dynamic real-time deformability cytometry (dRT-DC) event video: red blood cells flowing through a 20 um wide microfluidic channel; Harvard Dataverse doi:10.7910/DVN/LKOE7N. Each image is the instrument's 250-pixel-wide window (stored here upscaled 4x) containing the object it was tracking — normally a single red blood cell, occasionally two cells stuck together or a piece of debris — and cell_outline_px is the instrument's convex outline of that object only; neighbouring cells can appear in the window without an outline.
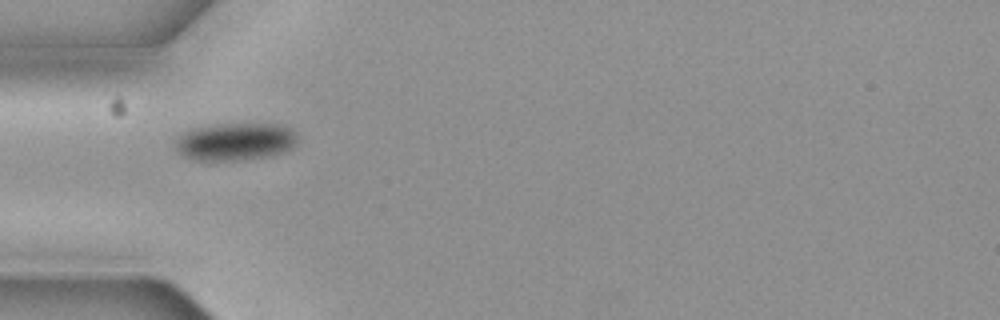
{"species": "common noctule bat (a hibernating species)", "species_latin": "Nyctalus noctula", "temperature_condition": "cold", "stored_images_in_passage": 7, "camera_frame_rate_fps": 3000, "um_per_image_px": 0.085, "animal": {"sex": "female", "body_mass_g": 19.3, "forearm_length_mm": 54.1}, "frame": {"image": 1, "passage_image": 1, "time_ms": 0.0, "image_size_px": [1000, 320], "cell_outline_px": [[296, 144], [280, 152], [264, 156], [232, 160], [196, 160], [184, 156], [176, 152], [172, 140], [180, 132], [192, 128], [212, 124], [280, 124], [292, 128], [296, 132]], "centroid_in_image_um": [19.88, 12.01], "position_along_channel_um": 65.1, "area_um2": 26.93}}
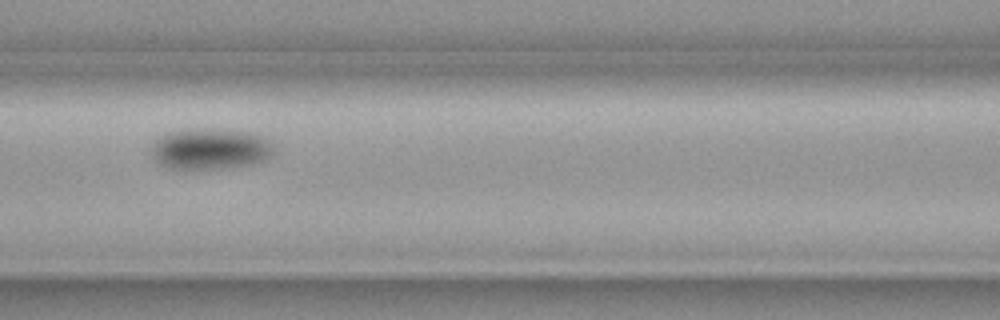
{"frame": {"image": 2, "passage_image": 3, "time_ms": 0.667, "image_size_px": [1000, 320], "cell_outline_px": [[272, 152], [264, 160], [252, 164], [216, 168], [168, 168], [160, 164], [152, 156], [152, 148], [156, 140], [160, 136], [168, 132], [196, 128], [212, 128], [252, 132], [264, 136], [272, 144]], "centroid_in_image_um": [17.87, 12.62], "position_along_channel_um": 148.7, "area_um2": 29.07}}
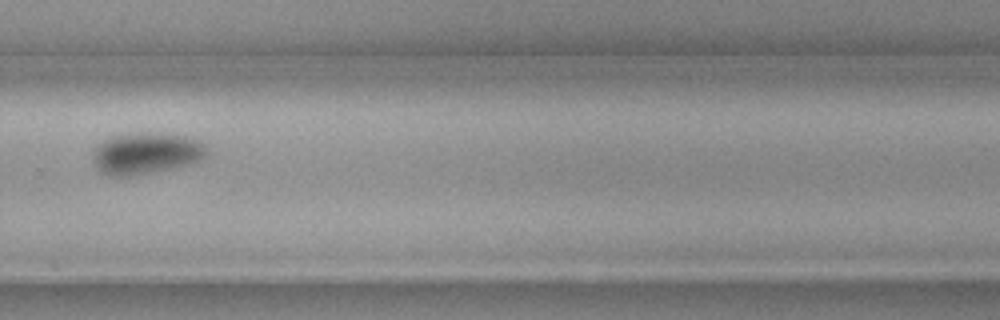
{"frame": {"image": 3, "passage_image": 7, "time_ms": 2.0, "image_size_px": [1000, 320], "cell_outline_px": [[208, 156], [200, 160], [188, 164], [128, 176], [112, 176], [96, 168], [92, 160], [92, 148], [104, 140], [112, 136], [128, 132], [160, 132], [188, 136], [200, 140], [204, 144], [208, 152]], "centroid_in_image_um": [12.4, 12.98], "position_along_channel_um": 317.4, "area_um2": 27.92}}